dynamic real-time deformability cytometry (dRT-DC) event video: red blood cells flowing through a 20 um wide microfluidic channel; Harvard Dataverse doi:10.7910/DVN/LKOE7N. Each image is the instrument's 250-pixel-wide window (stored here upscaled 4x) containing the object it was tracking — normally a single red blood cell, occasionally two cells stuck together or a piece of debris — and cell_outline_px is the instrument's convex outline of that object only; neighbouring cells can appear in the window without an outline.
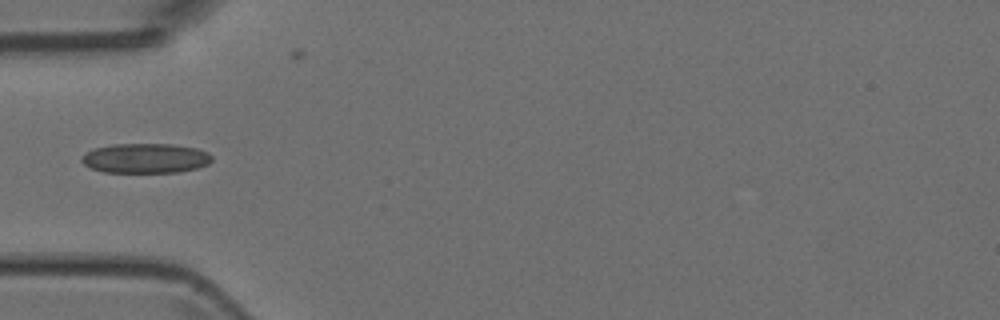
{"species": "Egyptian fruit bat (a non-hibernating species)", "species_latin": "Rousettus aegyptiacus", "temperature_condition": "room temperature", "stored_images_in_passage": 36, "camera_frame_rate_fps": 3000, "um_per_image_px": 0.085, "animal": {"sex": "female"}, "frame": {"image": 1, "passage_image": 1, "time_ms": 0.0, "image_size_px": [1000, 320], "cell_outline_px": [[212, 160], [208, 164], [196, 168], [176, 172], [104, 172], [92, 168], [84, 164], [80, 160], [80, 156], [84, 152], [96, 148], [112, 144], [172, 144], [196, 148], [208, 152], [212, 156]], "centroid_in_image_um": [12.34, 13.44], "position_along_channel_um": 72.7, "area_um2": 22.6}}
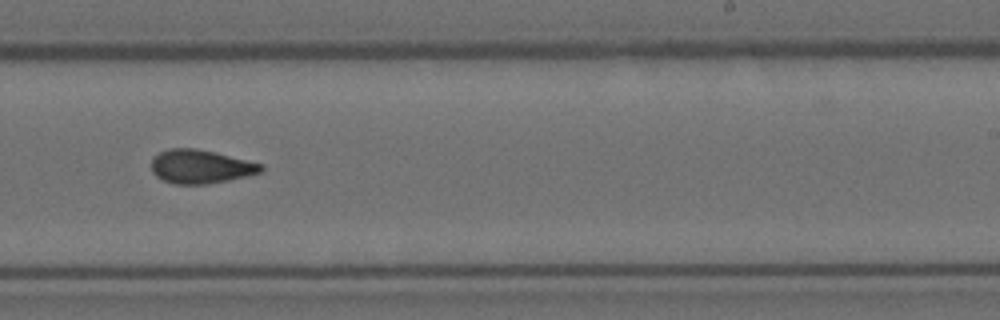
{"frame": {"image": 2, "passage_image": 16, "time_ms": 5.0, "image_size_px": [1000, 320], "cell_outline_px": [[264, 168], [260, 172], [248, 176], [208, 184], [176, 184], [164, 180], [156, 176], [152, 172], [152, 160], [160, 152], [168, 148], [196, 148], [264, 164]], "centroid_in_image_um": [17.06, 14.16], "position_along_channel_um": 271.9, "area_um2": 21.39}}
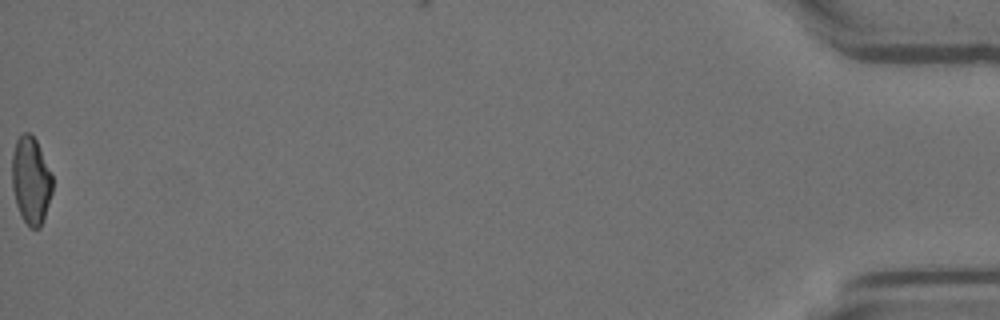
{"frame": {"image": 3, "passage_image": 36, "time_ms": 11.667, "image_size_px": [1000, 320], "cell_outline_px": [[52, 192], [40, 228], [28, 228], [16, 204], [12, 188], [12, 152], [16, 140], [24, 132], [28, 132], [36, 140], [52, 176]], "centroid_in_image_um": [2.61, 15.34], "position_along_channel_um": 432.6, "area_um2": 20.35}}